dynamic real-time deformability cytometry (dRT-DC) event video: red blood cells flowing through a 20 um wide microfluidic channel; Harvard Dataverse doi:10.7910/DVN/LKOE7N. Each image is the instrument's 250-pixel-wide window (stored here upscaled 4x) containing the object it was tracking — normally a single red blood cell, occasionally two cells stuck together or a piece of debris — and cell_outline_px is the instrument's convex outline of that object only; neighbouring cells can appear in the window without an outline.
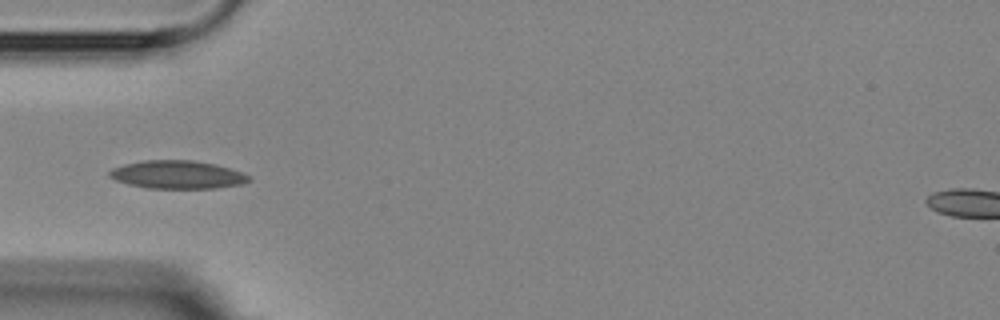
{"species": "Egyptian fruit bat (a non-hibernating species)", "species_latin": "Rousettus aegyptiacus", "temperature_condition": "room temperature", "stored_images_in_passage": 6, "camera_frame_rate_fps": 3000, "um_per_image_px": 0.085, "animal": {"sex": "female"}, "frame": {"image": 1, "passage_image": 6, "time_ms": 5.667, "image_size_px": [1000, 320], "cell_outline_px": [[252, 180], [244, 184], [216, 188], [148, 188], [128, 184], [116, 180], [108, 176], [108, 172], [112, 168], [124, 164], [144, 160], [192, 160], [216, 164], [244, 172], [252, 176]], "centroid_in_image_um": [15.13, 14.84], "position_along_channel_um": 69.9, "area_um2": 23.12}}